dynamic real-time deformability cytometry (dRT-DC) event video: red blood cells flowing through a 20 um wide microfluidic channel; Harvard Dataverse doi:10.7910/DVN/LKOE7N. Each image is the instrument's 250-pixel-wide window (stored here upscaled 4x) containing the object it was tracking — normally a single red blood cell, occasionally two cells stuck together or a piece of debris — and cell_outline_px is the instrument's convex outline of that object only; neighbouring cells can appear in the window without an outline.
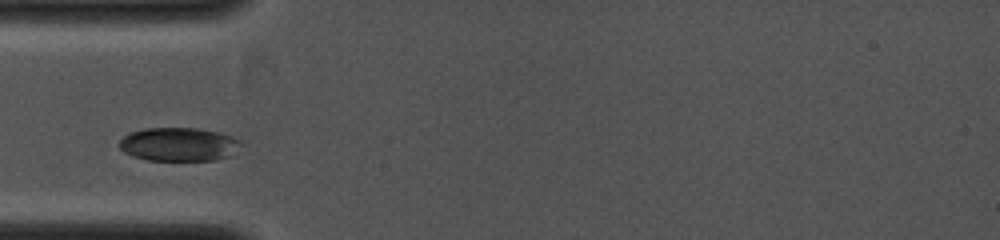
{"species": "common noctule bat (a hibernating species)", "species_latin": "Nyctalus noctula", "temperature_condition": "cold", "stored_images_in_passage": 3, "camera_frame_rate_fps": 4000, "um_per_image_px": 0.085, "animal": {"sex": "female", "body_mass_g": 19.0, "forearm_length_mm": 53.3}, "frame": {"image": 1, "passage_image": 2, "time_ms": 0.5, "image_size_px": [1000, 240], "cell_outline_px": [[244, 144], [232, 156], [216, 160], [148, 160], [132, 156], [124, 152], [120, 148], [120, 140], [128, 132], [144, 128], [196, 128], [216, 132], [240, 140]], "centroid_in_image_um": [15.21, 12.27], "position_along_channel_um": 69.8, "area_um2": 23.93}}